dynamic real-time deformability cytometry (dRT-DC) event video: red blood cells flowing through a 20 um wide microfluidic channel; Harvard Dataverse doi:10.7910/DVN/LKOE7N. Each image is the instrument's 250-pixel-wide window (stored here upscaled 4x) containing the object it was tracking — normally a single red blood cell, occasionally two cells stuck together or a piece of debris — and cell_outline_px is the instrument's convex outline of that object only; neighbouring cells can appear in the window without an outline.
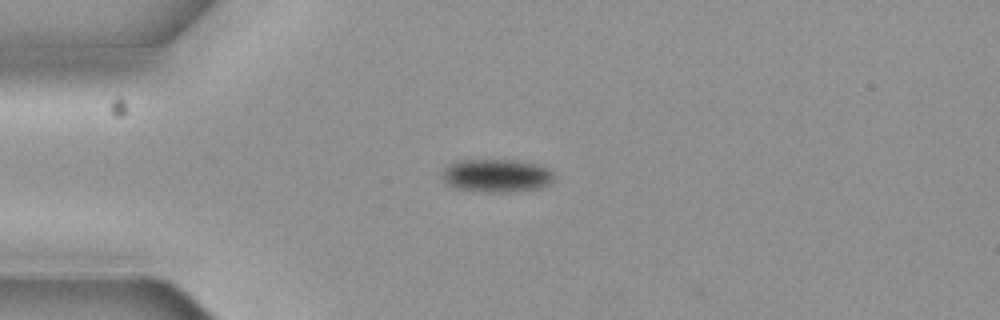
{"species": "common noctule bat (a hibernating species)", "species_latin": "Nyctalus noctula", "temperature_condition": "cold", "stored_images_in_passage": 3, "camera_frame_rate_fps": 3000, "um_per_image_px": 0.085, "animal": {"sex": "female", "body_mass_g": 19.3, "forearm_length_mm": 54.1}, "frame": {"image": 1, "passage_image": 1, "time_ms": 0.0, "image_size_px": [1000, 320], "cell_outline_px": [[556, 176], [548, 184], [540, 188], [516, 192], [484, 192], [452, 188], [444, 184], [440, 176], [440, 172], [448, 164], [456, 160], [516, 160], [540, 164], [548, 168]], "centroid_in_image_um": [42.15, 14.93], "position_along_channel_um": 42.8, "area_um2": 22.31}}
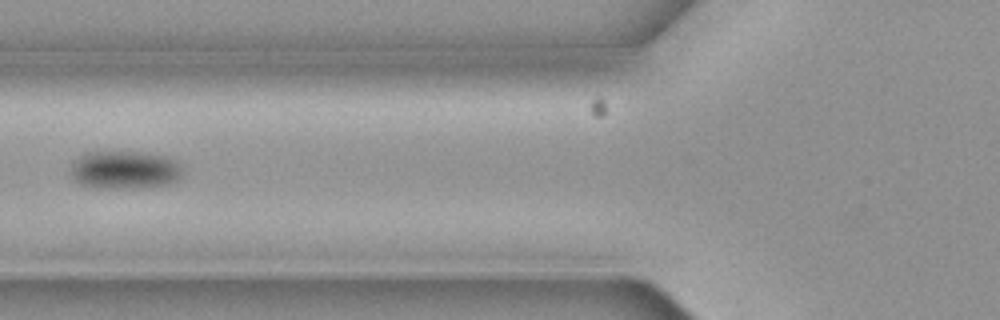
{"frame": {"image": 2, "passage_image": 3, "time_ms": 0.667, "image_size_px": [1000, 320], "cell_outline_px": [[184, 172], [180, 180], [168, 184], [140, 188], [96, 188], [80, 184], [72, 176], [72, 164], [80, 156], [88, 152], [140, 152], [168, 156], [176, 160], [180, 164]], "centroid_in_image_um": [10.68, 14.45], "position_along_channel_um": 115.1, "area_um2": 25.09}}